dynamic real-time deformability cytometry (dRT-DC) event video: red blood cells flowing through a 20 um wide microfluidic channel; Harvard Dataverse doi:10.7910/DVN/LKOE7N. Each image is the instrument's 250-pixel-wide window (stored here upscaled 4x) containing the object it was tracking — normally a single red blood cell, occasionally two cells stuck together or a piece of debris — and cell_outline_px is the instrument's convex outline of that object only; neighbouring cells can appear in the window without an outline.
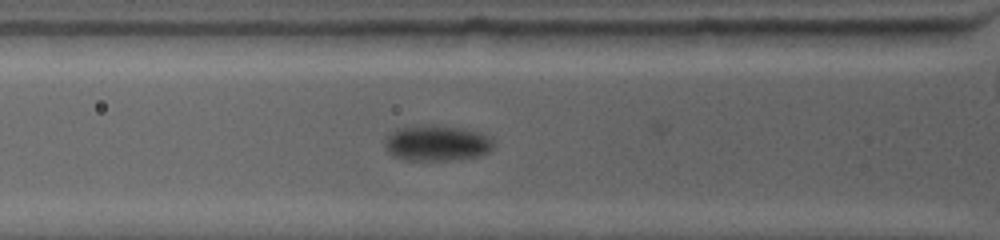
{"species": "common noctule bat (a hibernating species)", "species_latin": "Nyctalus noctula", "temperature_condition": "warm", "stored_images_in_passage": 4, "camera_frame_rate_fps": 4500, "um_per_image_px": 0.085, "animal": {"sex": "female", "body_mass_g": 19.0, "forearm_length_mm": 53.3}, "frame": {"image": 1, "passage_image": 2, "time_ms": 0.222, "image_size_px": [1000, 240], "cell_outline_px": [[492, 148], [488, 152], [480, 156], [452, 160], [404, 160], [392, 156], [388, 152], [384, 144], [384, 140], [396, 128], [424, 124], [436, 124], [464, 128], [480, 132], [492, 136]], "centroid_in_image_um": [37.13, 12.15], "position_along_channel_um": 88.7, "area_um2": 23.12}}